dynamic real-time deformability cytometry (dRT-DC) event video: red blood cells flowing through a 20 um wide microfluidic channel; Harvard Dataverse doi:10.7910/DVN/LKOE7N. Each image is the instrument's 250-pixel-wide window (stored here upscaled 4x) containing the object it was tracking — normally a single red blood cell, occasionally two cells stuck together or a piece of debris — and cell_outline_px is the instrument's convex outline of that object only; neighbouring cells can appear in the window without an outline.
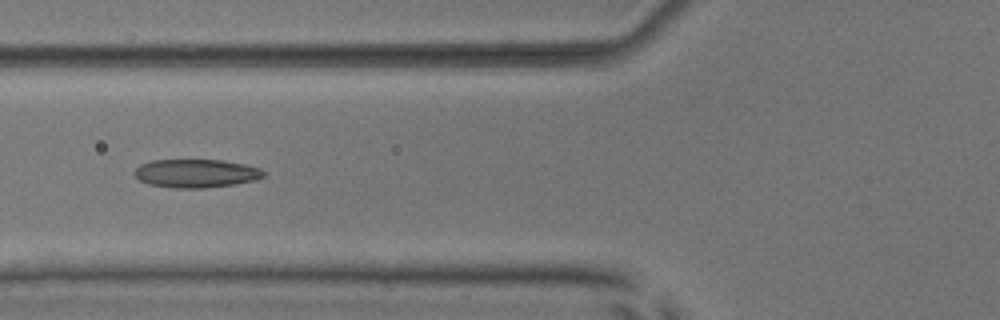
{"species": "common noctule bat (a hibernating species)", "species_latin": "Nyctalus noctula", "temperature_condition": "room temperature", "stored_images_in_passage": 7, "camera_frame_rate_fps": 3000, "um_per_image_px": 0.085, "animal": {"sex": "male", "body_mass_g": 17.9, "forearm_length_mm": 54.2}, "frame": {"image": 1, "passage_image": 5, "time_ms": 4.667, "image_size_px": [1000, 320], "cell_outline_px": [[264, 176], [256, 180], [236, 184], [204, 188], [172, 188], [148, 184], [140, 180], [132, 172], [140, 164], [152, 160], [220, 160], [244, 164], [260, 168], [264, 172]], "centroid_in_image_um": [16.65, 14.74], "position_along_channel_um": 109.2, "area_um2": 21.44}}
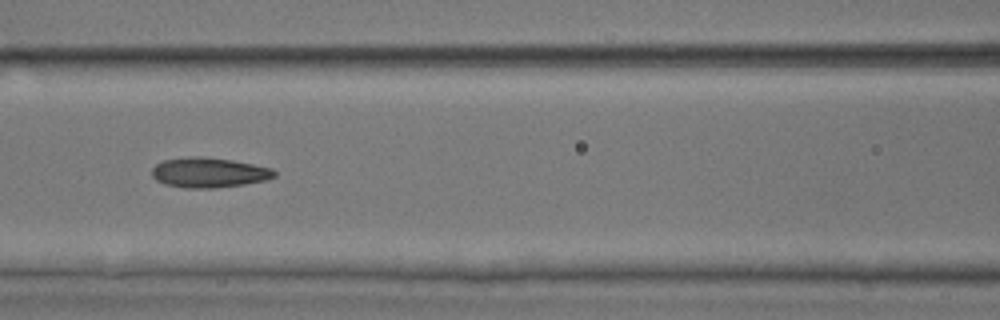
{"frame": {"image": 2, "passage_image": 6, "time_ms": 5.667, "image_size_px": [1000, 320], "cell_outline_px": [[276, 176], [268, 180], [244, 184], [216, 188], [184, 188], [164, 184], [156, 180], [152, 176], [152, 168], [156, 164], [164, 160], [192, 156], [204, 156], [232, 160], [272, 168], [276, 172]], "centroid_in_image_um": [17.76, 14.67], "position_along_channel_um": 148.8, "area_um2": 21.56}}